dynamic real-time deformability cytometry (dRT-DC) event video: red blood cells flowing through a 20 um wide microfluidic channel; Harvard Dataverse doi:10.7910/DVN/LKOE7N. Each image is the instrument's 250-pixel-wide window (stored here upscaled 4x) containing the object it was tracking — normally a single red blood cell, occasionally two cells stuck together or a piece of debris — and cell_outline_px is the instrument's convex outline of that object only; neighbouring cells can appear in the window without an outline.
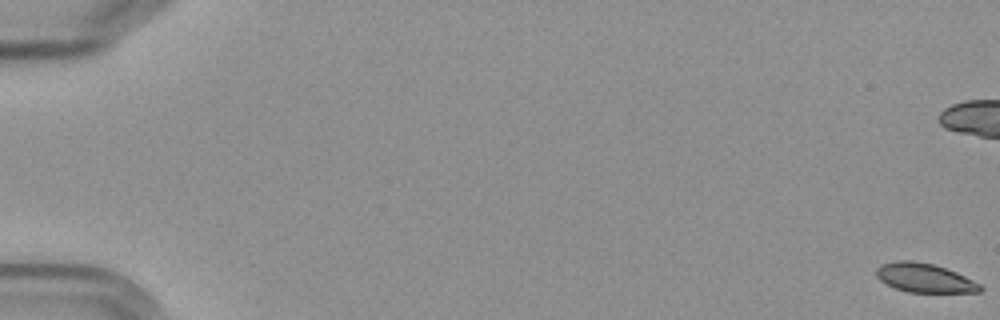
{"species": "Egyptian fruit bat (a non-hibernating species)", "species_latin": "Rousettus aegyptiacus", "temperature_condition": "cold", "stored_images_in_passage": 10, "camera_frame_rate_fps": 3000, "um_per_image_px": 0.085, "frame": {"image": 1, "passage_image": 1, "time_ms": 0.0, "image_size_px": [1000, 320], "cell_outline_px": [[984, 288], [980, 292], [908, 292], [896, 288], [880, 280], [876, 276], [876, 268], [880, 264], [896, 260], [916, 260], [932, 264], [956, 272], [980, 284]], "centroid_in_image_um": [78.56, 23.61], "position_along_channel_um": 6.4, "area_um2": 17.51}}
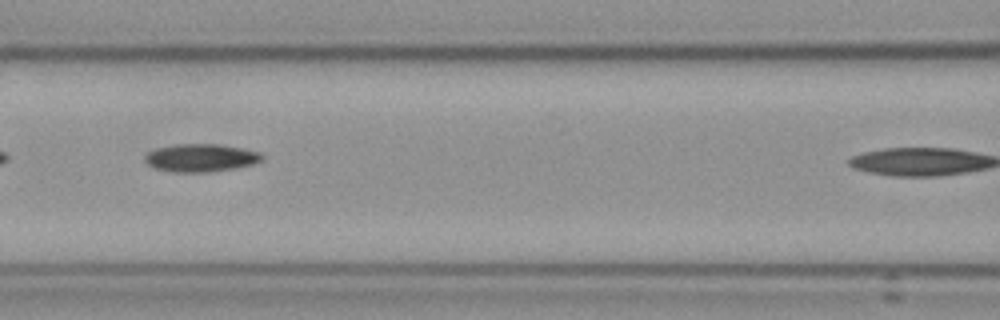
{"frame": {"image": 2, "passage_image": 9, "time_ms": 10.333, "image_size_px": [1000, 320], "cell_outline_px": [[264, 160], [252, 164], [236, 168], [208, 172], [172, 172], [156, 168], [148, 164], [144, 160], [144, 156], [148, 152], [156, 148], [176, 144], [216, 144], [244, 148], [260, 152], [264, 156]], "centroid_in_image_um": [17.09, 13.41], "position_along_channel_um": 149.5, "area_um2": 19.13}}